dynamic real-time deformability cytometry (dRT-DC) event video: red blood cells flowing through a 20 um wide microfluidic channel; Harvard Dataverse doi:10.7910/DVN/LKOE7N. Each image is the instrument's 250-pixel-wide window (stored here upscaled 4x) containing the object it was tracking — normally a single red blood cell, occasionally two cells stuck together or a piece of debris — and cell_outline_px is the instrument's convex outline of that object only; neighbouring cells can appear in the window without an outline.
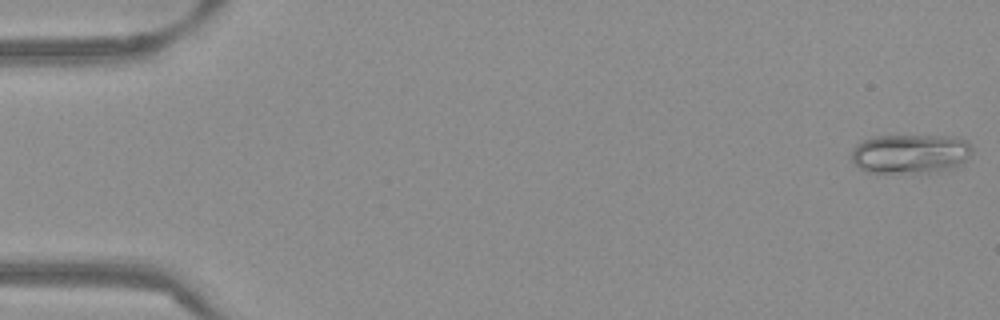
{"species": "Egyptian fruit bat (a non-hibernating species)", "species_latin": "Rousettus aegyptiacus", "temperature_condition": "warm", "stored_images_in_passage": 53, "camera_frame_rate_fps": 3000, "um_per_image_px": 0.085, "frame": {"image": 1, "passage_image": 1, "time_ms": 0.0, "image_size_px": [1000, 320], "cell_outline_px": [[972, 152], [968, 160], [952, 168], [936, 172], [868, 172], [860, 168], [852, 160], [852, 148], [856, 144], [872, 136], [956, 136], [968, 140], [972, 148]], "centroid_in_image_um": [77.43, 13.05], "position_along_channel_um": 7.6, "area_um2": 27.86}}
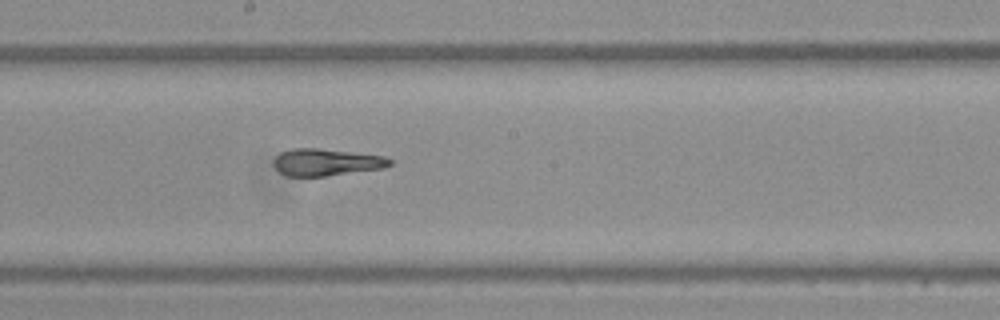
{"frame": {"image": 2, "passage_image": 29, "time_ms": 9.333, "image_size_px": [1000, 320], "cell_outline_px": [[392, 164], [384, 168], [324, 176], [288, 176], [280, 172], [272, 164], [272, 160], [280, 152], [292, 148], [320, 148], [384, 156], [392, 160]], "centroid_in_image_um": [27.71, 13.78], "position_along_channel_um": 220.5, "area_um2": 18.32}}
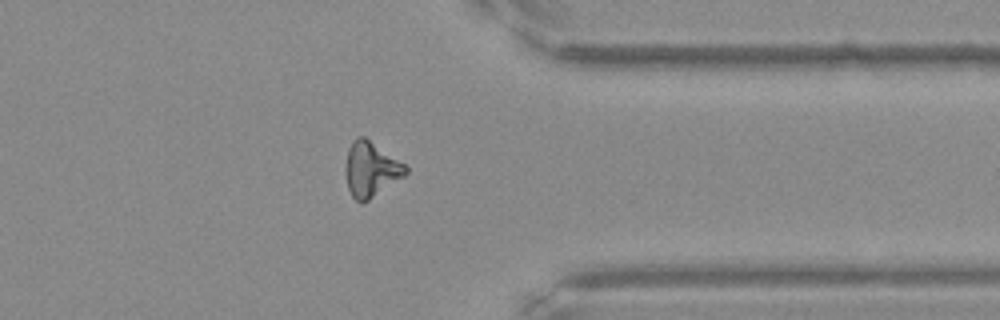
{"frame": {"image": 3, "passage_image": 42, "time_ms": 13.667, "image_size_px": [1000, 320], "cell_outline_px": [[408, 172], [404, 176], [368, 200], [360, 204], [352, 196], [348, 188], [344, 172], [344, 168], [348, 148], [352, 140], [356, 136], [364, 136], [404, 164], [408, 168]], "centroid_in_image_um": [31.48, 14.38], "position_along_channel_um": 379.9, "area_um2": 19.19}, "authors_computed_cell_mechanics": {"area_um2": 19.3052, "velocity_mm_per_s": 3.8478, "shape_relaxation_time_tau1_ms": 4.981, "shape_relaxation_time_tau2_ms": 1.5328, "deformation_change_tau1": 0.1904, "deformation_change_tau2": 0.0742}}